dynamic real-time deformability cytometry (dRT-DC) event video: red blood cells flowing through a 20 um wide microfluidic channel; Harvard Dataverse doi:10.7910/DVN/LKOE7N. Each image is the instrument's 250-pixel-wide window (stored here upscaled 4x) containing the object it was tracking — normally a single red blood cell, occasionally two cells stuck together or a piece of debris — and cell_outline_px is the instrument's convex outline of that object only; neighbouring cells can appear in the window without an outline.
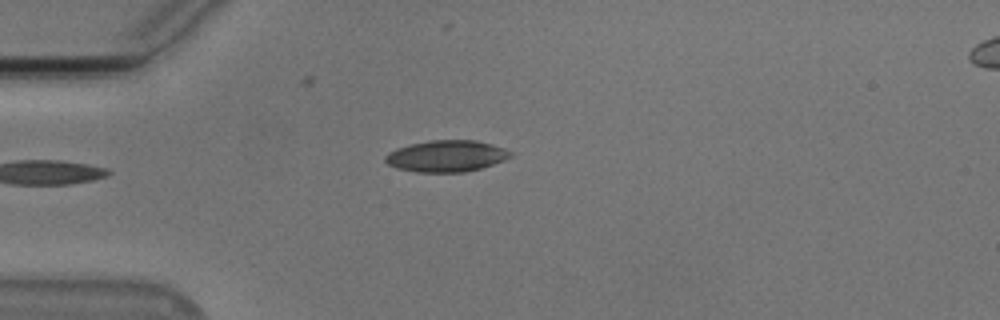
{"species": "Egyptian fruit bat (a non-hibernating species)", "species_latin": "Rousettus aegyptiacus", "temperature_condition": "cold", "stored_images_in_passage": 37, "camera_frame_rate_fps": 3000, "um_per_image_px": 0.085, "animal": {"sex": "male"}, "frame": {"image": 1, "passage_image": 1, "time_ms": 0.0, "image_size_px": [1000, 320], "cell_outline_px": [[516, 152], [512, 156], [504, 160], [480, 168], [464, 172], [416, 172], [396, 168], [388, 164], [384, 160], [384, 156], [388, 152], [396, 148], [408, 144], [428, 140], [476, 140], [492, 144]], "centroid_in_image_um": [37.94, 13.25], "position_along_channel_um": 47.1, "area_um2": 23.24}}
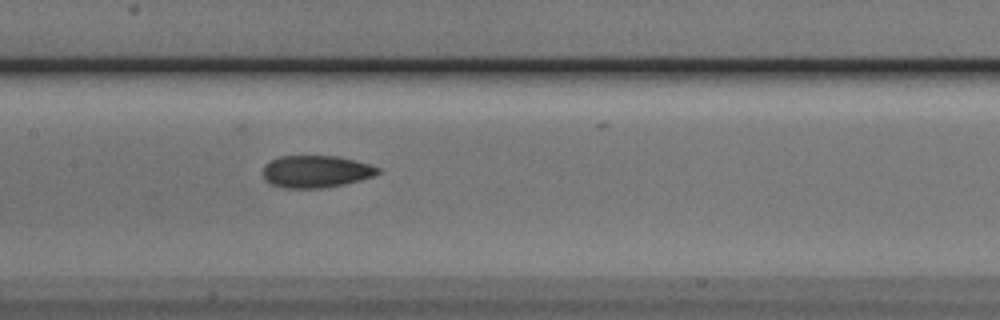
{"frame": {"image": 2, "passage_image": 13, "time_ms": 4.0, "image_size_px": [1000, 320], "cell_outline_px": [[380, 172], [372, 176], [360, 180], [344, 184], [320, 188], [284, 188], [272, 184], [264, 176], [264, 164], [280, 156], [336, 156], [368, 164], [380, 168]], "centroid_in_image_um": [26.85, 14.58], "position_along_channel_um": 180.5, "area_um2": 21.21}}
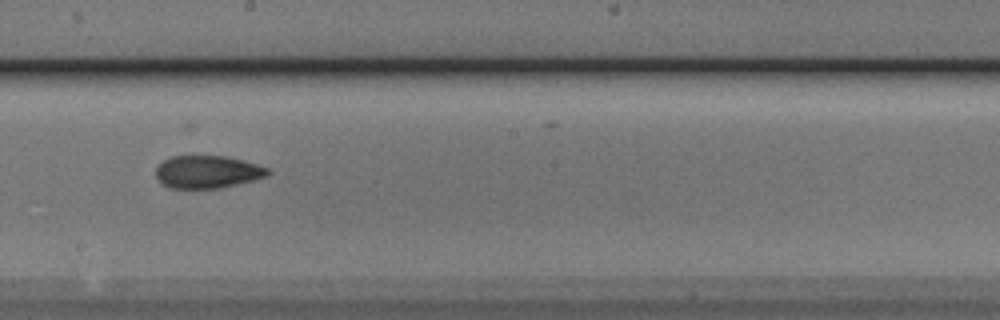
{"frame": {"image": 3, "passage_image": 17, "time_ms": 5.333, "image_size_px": [1000, 320], "cell_outline_px": [[272, 172], [264, 176], [252, 180], [220, 188], [172, 188], [164, 184], [156, 176], [156, 168], [168, 156], [192, 152], [224, 156], [244, 160], [268, 168]], "centroid_in_image_um": [17.59, 14.54], "position_along_channel_um": 230.6, "area_um2": 21.85}, "authors_computed_cell_mechanics": {"area_um2": 21.4438, "velocity_mm_per_s": 3.7801, "shape_relaxation_time_tau1_ms": null, "shape_relaxation_time_tau2_ms": 4.7114, "deformation_change_tau1": null, "deformation_change_tau2": 0.1167}}